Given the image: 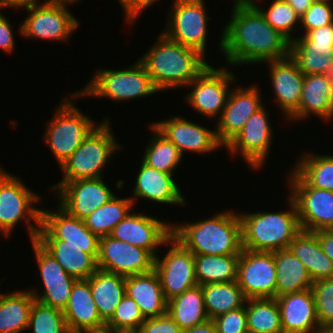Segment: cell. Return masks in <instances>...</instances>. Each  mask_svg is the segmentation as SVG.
I'll use <instances>...</instances> for the list:
<instances>
[{"mask_svg": "<svg viewBox=\"0 0 333 333\" xmlns=\"http://www.w3.org/2000/svg\"><path fill=\"white\" fill-rule=\"evenodd\" d=\"M133 198L113 196L107 203L98 207L85 219V225L98 238L109 236L113 228L132 211Z\"/></svg>", "mask_w": 333, "mask_h": 333, "instance_id": "cell-38", "label": "cell"}, {"mask_svg": "<svg viewBox=\"0 0 333 333\" xmlns=\"http://www.w3.org/2000/svg\"><path fill=\"white\" fill-rule=\"evenodd\" d=\"M155 256L148 250L111 236L99 238L98 269L124 277L154 270Z\"/></svg>", "mask_w": 333, "mask_h": 333, "instance_id": "cell-15", "label": "cell"}, {"mask_svg": "<svg viewBox=\"0 0 333 333\" xmlns=\"http://www.w3.org/2000/svg\"><path fill=\"white\" fill-rule=\"evenodd\" d=\"M302 17L307 9L313 4L314 0H285Z\"/></svg>", "mask_w": 333, "mask_h": 333, "instance_id": "cell-53", "label": "cell"}, {"mask_svg": "<svg viewBox=\"0 0 333 333\" xmlns=\"http://www.w3.org/2000/svg\"><path fill=\"white\" fill-rule=\"evenodd\" d=\"M305 33L309 30L333 24V7L329 2L314 1L300 17Z\"/></svg>", "mask_w": 333, "mask_h": 333, "instance_id": "cell-46", "label": "cell"}, {"mask_svg": "<svg viewBox=\"0 0 333 333\" xmlns=\"http://www.w3.org/2000/svg\"><path fill=\"white\" fill-rule=\"evenodd\" d=\"M172 235V224L160 221L152 216L129 213L112 230L109 236L134 246L155 253L162 245L169 244Z\"/></svg>", "mask_w": 333, "mask_h": 333, "instance_id": "cell-21", "label": "cell"}, {"mask_svg": "<svg viewBox=\"0 0 333 333\" xmlns=\"http://www.w3.org/2000/svg\"><path fill=\"white\" fill-rule=\"evenodd\" d=\"M232 10L218 46L229 65L263 63L289 56L290 41L252 3H234Z\"/></svg>", "mask_w": 333, "mask_h": 333, "instance_id": "cell-1", "label": "cell"}, {"mask_svg": "<svg viewBox=\"0 0 333 333\" xmlns=\"http://www.w3.org/2000/svg\"><path fill=\"white\" fill-rule=\"evenodd\" d=\"M56 210L41 209L37 238L63 240V245L79 247L97 260L99 238L85 225L84 220L71 216L59 205Z\"/></svg>", "mask_w": 333, "mask_h": 333, "instance_id": "cell-16", "label": "cell"}, {"mask_svg": "<svg viewBox=\"0 0 333 333\" xmlns=\"http://www.w3.org/2000/svg\"><path fill=\"white\" fill-rule=\"evenodd\" d=\"M166 120L152 125L173 143L183 156L185 151L206 154L223 146L217 138L216 130L199 126L181 116Z\"/></svg>", "mask_w": 333, "mask_h": 333, "instance_id": "cell-23", "label": "cell"}, {"mask_svg": "<svg viewBox=\"0 0 333 333\" xmlns=\"http://www.w3.org/2000/svg\"><path fill=\"white\" fill-rule=\"evenodd\" d=\"M14 36L11 22L0 12V49L5 52L14 50Z\"/></svg>", "mask_w": 333, "mask_h": 333, "instance_id": "cell-50", "label": "cell"}, {"mask_svg": "<svg viewBox=\"0 0 333 333\" xmlns=\"http://www.w3.org/2000/svg\"><path fill=\"white\" fill-rule=\"evenodd\" d=\"M125 278L116 273L97 269L87 280L99 315L106 323L125 296Z\"/></svg>", "mask_w": 333, "mask_h": 333, "instance_id": "cell-32", "label": "cell"}, {"mask_svg": "<svg viewBox=\"0 0 333 333\" xmlns=\"http://www.w3.org/2000/svg\"><path fill=\"white\" fill-rule=\"evenodd\" d=\"M173 1L170 19L162 33L183 46L196 49L204 56L208 31V15L204 0Z\"/></svg>", "mask_w": 333, "mask_h": 333, "instance_id": "cell-11", "label": "cell"}, {"mask_svg": "<svg viewBox=\"0 0 333 333\" xmlns=\"http://www.w3.org/2000/svg\"><path fill=\"white\" fill-rule=\"evenodd\" d=\"M77 0H46L42 4L38 1L26 8L30 14L20 25V32L24 37L43 40H63L77 30L79 20L69 12L66 5Z\"/></svg>", "mask_w": 333, "mask_h": 333, "instance_id": "cell-9", "label": "cell"}, {"mask_svg": "<svg viewBox=\"0 0 333 333\" xmlns=\"http://www.w3.org/2000/svg\"><path fill=\"white\" fill-rule=\"evenodd\" d=\"M167 313L182 330L208 321L201 285H196L168 300Z\"/></svg>", "mask_w": 333, "mask_h": 333, "instance_id": "cell-34", "label": "cell"}, {"mask_svg": "<svg viewBox=\"0 0 333 333\" xmlns=\"http://www.w3.org/2000/svg\"><path fill=\"white\" fill-rule=\"evenodd\" d=\"M245 333H256V332L251 331V330H247Z\"/></svg>", "mask_w": 333, "mask_h": 333, "instance_id": "cell-60", "label": "cell"}, {"mask_svg": "<svg viewBox=\"0 0 333 333\" xmlns=\"http://www.w3.org/2000/svg\"><path fill=\"white\" fill-rule=\"evenodd\" d=\"M321 327H333V278L313 282L311 287Z\"/></svg>", "mask_w": 333, "mask_h": 333, "instance_id": "cell-45", "label": "cell"}, {"mask_svg": "<svg viewBox=\"0 0 333 333\" xmlns=\"http://www.w3.org/2000/svg\"><path fill=\"white\" fill-rule=\"evenodd\" d=\"M212 321L217 333H245L248 330L246 306L217 316Z\"/></svg>", "mask_w": 333, "mask_h": 333, "instance_id": "cell-47", "label": "cell"}, {"mask_svg": "<svg viewBox=\"0 0 333 333\" xmlns=\"http://www.w3.org/2000/svg\"><path fill=\"white\" fill-rule=\"evenodd\" d=\"M323 75L328 79V94L329 99L333 102V62L330 63V67L326 70Z\"/></svg>", "mask_w": 333, "mask_h": 333, "instance_id": "cell-55", "label": "cell"}, {"mask_svg": "<svg viewBox=\"0 0 333 333\" xmlns=\"http://www.w3.org/2000/svg\"><path fill=\"white\" fill-rule=\"evenodd\" d=\"M153 138L149 142L142 161L158 171L174 174L179 166L183 155L179 149L162 135L153 125H150Z\"/></svg>", "mask_w": 333, "mask_h": 333, "instance_id": "cell-40", "label": "cell"}, {"mask_svg": "<svg viewBox=\"0 0 333 333\" xmlns=\"http://www.w3.org/2000/svg\"><path fill=\"white\" fill-rule=\"evenodd\" d=\"M314 1L329 2L332 4L331 0H314Z\"/></svg>", "mask_w": 333, "mask_h": 333, "instance_id": "cell-59", "label": "cell"}, {"mask_svg": "<svg viewBox=\"0 0 333 333\" xmlns=\"http://www.w3.org/2000/svg\"><path fill=\"white\" fill-rule=\"evenodd\" d=\"M319 240L323 252L333 262V229H323L314 232Z\"/></svg>", "mask_w": 333, "mask_h": 333, "instance_id": "cell-51", "label": "cell"}, {"mask_svg": "<svg viewBox=\"0 0 333 333\" xmlns=\"http://www.w3.org/2000/svg\"><path fill=\"white\" fill-rule=\"evenodd\" d=\"M263 15L265 20L282 35H284L290 42L294 40L293 31L296 29L295 25L300 22V16L285 0H274L270 7L265 10L259 7L258 2L252 3Z\"/></svg>", "mask_w": 333, "mask_h": 333, "instance_id": "cell-43", "label": "cell"}, {"mask_svg": "<svg viewBox=\"0 0 333 333\" xmlns=\"http://www.w3.org/2000/svg\"><path fill=\"white\" fill-rule=\"evenodd\" d=\"M205 309L210 320L229 311L243 307L247 298L237 281L201 285Z\"/></svg>", "mask_w": 333, "mask_h": 333, "instance_id": "cell-36", "label": "cell"}, {"mask_svg": "<svg viewBox=\"0 0 333 333\" xmlns=\"http://www.w3.org/2000/svg\"><path fill=\"white\" fill-rule=\"evenodd\" d=\"M27 329L33 333H70L63 311L34 300Z\"/></svg>", "mask_w": 333, "mask_h": 333, "instance_id": "cell-42", "label": "cell"}, {"mask_svg": "<svg viewBox=\"0 0 333 333\" xmlns=\"http://www.w3.org/2000/svg\"><path fill=\"white\" fill-rule=\"evenodd\" d=\"M107 118L98 124L83 140L73 154L59 167L64 175L58 184L102 177L103 168L114 151H119Z\"/></svg>", "mask_w": 333, "mask_h": 333, "instance_id": "cell-5", "label": "cell"}, {"mask_svg": "<svg viewBox=\"0 0 333 333\" xmlns=\"http://www.w3.org/2000/svg\"><path fill=\"white\" fill-rule=\"evenodd\" d=\"M56 259L62 268L75 279H88L97 269V260L74 245H63L56 238H36Z\"/></svg>", "mask_w": 333, "mask_h": 333, "instance_id": "cell-33", "label": "cell"}, {"mask_svg": "<svg viewBox=\"0 0 333 333\" xmlns=\"http://www.w3.org/2000/svg\"><path fill=\"white\" fill-rule=\"evenodd\" d=\"M259 93L256 85L245 89L238 86L237 89L230 90L226 106L215 127L217 138L223 147L242 130L250 116L264 106Z\"/></svg>", "mask_w": 333, "mask_h": 333, "instance_id": "cell-22", "label": "cell"}, {"mask_svg": "<svg viewBox=\"0 0 333 333\" xmlns=\"http://www.w3.org/2000/svg\"><path fill=\"white\" fill-rule=\"evenodd\" d=\"M283 333H313L321 328L312 289L276 297Z\"/></svg>", "mask_w": 333, "mask_h": 333, "instance_id": "cell-25", "label": "cell"}, {"mask_svg": "<svg viewBox=\"0 0 333 333\" xmlns=\"http://www.w3.org/2000/svg\"><path fill=\"white\" fill-rule=\"evenodd\" d=\"M144 321L138 304L125 294L112 317L106 322L105 329L115 333L136 332Z\"/></svg>", "mask_w": 333, "mask_h": 333, "instance_id": "cell-44", "label": "cell"}, {"mask_svg": "<svg viewBox=\"0 0 333 333\" xmlns=\"http://www.w3.org/2000/svg\"><path fill=\"white\" fill-rule=\"evenodd\" d=\"M83 333H115V332L108 330V329H103V330H99V331H87V332H83Z\"/></svg>", "mask_w": 333, "mask_h": 333, "instance_id": "cell-58", "label": "cell"}, {"mask_svg": "<svg viewBox=\"0 0 333 333\" xmlns=\"http://www.w3.org/2000/svg\"><path fill=\"white\" fill-rule=\"evenodd\" d=\"M313 333H333V327H321Z\"/></svg>", "mask_w": 333, "mask_h": 333, "instance_id": "cell-56", "label": "cell"}, {"mask_svg": "<svg viewBox=\"0 0 333 333\" xmlns=\"http://www.w3.org/2000/svg\"><path fill=\"white\" fill-rule=\"evenodd\" d=\"M38 0H0V10L1 8H7V7H17V8H22V7H29L31 4L36 2Z\"/></svg>", "mask_w": 333, "mask_h": 333, "instance_id": "cell-54", "label": "cell"}, {"mask_svg": "<svg viewBox=\"0 0 333 333\" xmlns=\"http://www.w3.org/2000/svg\"><path fill=\"white\" fill-rule=\"evenodd\" d=\"M257 2L258 0H234L236 4H250L253 2Z\"/></svg>", "mask_w": 333, "mask_h": 333, "instance_id": "cell-57", "label": "cell"}, {"mask_svg": "<svg viewBox=\"0 0 333 333\" xmlns=\"http://www.w3.org/2000/svg\"><path fill=\"white\" fill-rule=\"evenodd\" d=\"M235 77L226 67L216 69L211 65L207 67L187 86L191 92L187 94L188 104L199 114L208 118L220 117L230 94V83ZM229 90V91H228ZM229 92V93H228Z\"/></svg>", "mask_w": 333, "mask_h": 333, "instance_id": "cell-13", "label": "cell"}, {"mask_svg": "<svg viewBox=\"0 0 333 333\" xmlns=\"http://www.w3.org/2000/svg\"><path fill=\"white\" fill-rule=\"evenodd\" d=\"M34 300L30 290L0 293V333L26 330Z\"/></svg>", "mask_w": 333, "mask_h": 333, "instance_id": "cell-35", "label": "cell"}, {"mask_svg": "<svg viewBox=\"0 0 333 333\" xmlns=\"http://www.w3.org/2000/svg\"><path fill=\"white\" fill-rule=\"evenodd\" d=\"M179 325L168 313L162 316L146 318L136 333H182Z\"/></svg>", "mask_w": 333, "mask_h": 333, "instance_id": "cell-48", "label": "cell"}, {"mask_svg": "<svg viewBox=\"0 0 333 333\" xmlns=\"http://www.w3.org/2000/svg\"><path fill=\"white\" fill-rule=\"evenodd\" d=\"M63 314L70 333L99 331L106 326L98 313L87 279H78L74 282Z\"/></svg>", "mask_w": 333, "mask_h": 333, "instance_id": "cell-26", "label": "cell"}, {"mask_svg": "<svg viewBox=\"0 0 333 333\" xmlns=\"http://www.w3.org/2000/svg\"><path fill=\"white\" fill-rule=\"evenodd\" d=\"M265 106L255 112L245 123L242 130L225 147L230 154H240L253 169H260L270 152L272 127ZM237 152V153H236Z\"/></svg>", "mask_w": 333, "mask_h": 333, "instance_id": "cell-19", "label": "cell"}, {"mask_svg": "<svg viewBox=\"0 0 333 333\" xmlns=\"http://www.w3.org/2000/svg\"><path fill=\"white\" fill-rule=\"evenodd\" d=\"M276 297L311 289L313 281L304 264L290 248L274 251Z\"/></svg>", "mask_w": 333, "mask_h": 333, "instance_id": "cell-31", "label": "cell"}, {"mask_svg": "<svg viewBox=\"0 0 333 333\" xmlns=\"http://www.w3.org/2000/svg\"><path fill=\"white\" fill-rule=\"evenodd\" d=\"M169 244L164 258L156 256L154 265L167 301L198 285L194 254L172 235Z\"/></svg>", "mask_w": 333, "mask_h": 333, "instance_id": "cell-12", "label": "cell"}, {"mask_svg": "<svg viewBox=\"0 0 333 333\" xmlns=\"http://www.w3.org/2000/svg\"><path fill=\"white\" fill-rule=\"evenodd\" d=\"M297 162L292 169L311 187L333 191V156L308 152Z\"/></svg>", "mask_w": 333, "mask_h": 333, "instance_id": "cell-41", "label": "cell"}, {"mask_svg": "<svg viewBox=\"0 0 333 333\" xmlns=\"http://www.w3.org/2000/svg\"><path fill=\"white\" fill-rule=\"evenodd\" d=\"M289 175L301 230L333 229V191L311 187L294 169Z\"/></svg>", "mask_w": 333, "mask_h": 333, "instance_id": "cell-10", "label": "cell"}, {"mask_svg": "<svg viewBox=\"0 0 333 333\" xmlns=\"http://www.w3.org/2000/svg\"><path fill=\"white\" fill-rule=\"evenodd\" d=\"M182 333H217V330L213 321L209 319L203 324L183 330Z\"/></svg>", "mask_w": 333, "mask_h": 333, "instance_id": "cell-52", "label": "cell"}, {"mask_svg": "<svg viewBox=\"0 0 333 333\" xmlns=\"http://www.w3.org/2000/svg\"><path fill=\"white\" fill-rule=\"evenodd\" d=\"M125 293L135 300L145 319L167 313V300L155 270L126 277Z\"/></svg>", "mask_w": 333, "mask_h": 333, "instance_id": "cell-28", "label": "cell"}, {"mask_svg": "<svg viewBox=\"0 0 333 333\" xmlns=\"http://www.w3.org/2000/svg\"><path fill=\"white\" fill-rule=\"evenodd\" d=\"M289 55L304 75L323 74L333 62V24L294 38Z\"/></svg>", "mask_w": 333, "mask_h": 333, "instance_id": "cell-17", "label": "cell"}, {"mask_svg": "<svg viewBox=\"0 0 333 333\" xmlns=\"http://www.w3.org/2000/svg\"><path fill=\"white\" fill-rule=\"evenodd\" d=\"M60 194L59 206L71 216L84 220L88 215L107 203L114 195L102 177L81 179L51 187Z\"/></svg>", "mask_w": 333, "mask_h": 333, "instance_id": "cell-20", "label": "cell"}, {"mask_svg": "<svg viewBox=\"0 0 333 333\" xmlns=\"http://www.w3.org/2000/svg\"><path fill=\"white\" fill-rule=\"evenodd\" d=\"M174 174L158 171L143 161L136 176L133 195L156 203L183 205L185 199L173 178Z\"/></svg>", "mask_w": 333, "mask_h": 333, "instance_id": "cell-27", "label": "cell"}, {"mask_svg": "<svg viewBox=\"0 0 333 333\" xmlns=\"http://www.w3.org/2000/svg\"><path fill=\"white\" fill-rule=\"evenodd\" d=\"M31 242L44 291L41 294L34 288H29V290L35 300L63 311L68 304L72 286L77 279L70 276L37 240Z\"/></svg>", "mask_w": 333, "mask_h": 333, "instance_id": "cell-18", "label": "cell"}, {"mask_svg": "<svg viewBox=\"0 0 333 333\" xmlns=\"http://www.w3.org/2000/svg\"><path fill=\"white\" fill-rule=\"evenodd\" d=\"M289 248L304 264L313 282L333 278V262L323 252L314 232L301 230Z\"/></svg>", "mask_w": 333, "mask_h": 333, "instance_id": "cell-30", "label": "cell"}, {"mask_svg": "<svg viewBox=\"0 0 333 333\" xmlns=\"http://www.w3.org/2000/svg\"><path fill=\"white\" fill-rule=\"evenodd\" d=\"M198 285L237 281L239 255H194Z\"/></svg>", "mask_w": 333, "mask_h": 333, "instance_id": "cell-37", "label": "cell"}, {"mask_svg": "<svg viewBox=\"0 0 333 333\" xmlns=\"http://www.w3.org/2000/svg\"><path fill=\"white\" fill-rule=\"evenodd\" d=\"M138 60L159 91L187 87L209 65L199 51L177 43L163 33Z\"/></svg>", "mask_w": 333, "mask_h": 333, "instance_id": "cell-2", "label": "cell"}, {"mask_svg": "<svg viewBox=\"0 0 333 333\" xmlns=\"http://www.w3.org/2000/svg\"><path fill=\"white\" fill-rule=\"evenodd\" d=\"M72 100H65L57 107L54 117L46 125V144L49 145L59 166L79 147L96 123L77 109Z\"/></svg>", "mask_w": 333, "mask_h": 333, "instance_id": "cell-8", "label": "cell"}, {"mask_svg": "<svg viewBox=\"0 0 333 333\" xmlns=\"http://www.w3.org/2000/svg\"><path fill=\"white\" fill-rule=\"evenodd\" d=\"M172 236L194 255H240L239 213L224 211L204 221L172 225Z\"/></svg>", "mask_w": 333, "mask_h": 333, "instance_id": "cell-3", "label": "cell"}, {"mask_svg": "<svg viewBox=\"0 0 333 333\" xmlns=\"http://www.w3.org/2000/svg\"><path fill=\"white\" fill-rule=\"evenodd\" d=\"M269 63L271 84L275 93L277 105L281 108L286 119L298 111L299 101L303 89L304 74L296 62L289 55L283 59L266 61Z\"/></svg>", "mask_w": 333, "mask_h": 333, "instance_id": "cell-24", "label": "cell"}, {"mask_svg": "<svg viewBox=\"0 0 333 333\" xmlns=\"http://www.w3.org/2000/svg\"><path fill=\"white\" fill-rule=\"evenodd\" d=\"M157 92L159 90L144 65L137 60L133 66L124 70L98 69L86 88L76 91L72 97H106L119 102L150 96Z\"/></svg>", "mask_w": 333, "mask_h": 333, "instance_id": "cell-6", "label": "cell"}, {"mask_svg": "<svg viewBox=\"0 0 333 333\" xmlns=\"http://www.w3.org/2000/svg\"><path fill=\"white\" fill-rule=\"evenodd\" d=\"M274 252L241 250L237 283L248 298H276Z\"/></svg>", "mask_w": 333, "mask_h": 333, "instance_id": "cell-14", "label": "cell"}, {"mask_svg": "<svg viewBox=\"0 0 333 333\" xmlns=\"http://www.w3.org/2000/svg\"><path fill=\"white\" fill-rule=\"evenodd\" d=\"M288 201L289 211L239 213L243 249L274 252L289 248L301 227L296 205L291 197Z\"/></svg>", "mask_w": 333, "mask_h": 333, "instance_id": "cell-4", "label": "cell"}, {"mask_svg": "<svg viewBox=\"0 0 333 333\" xmlns=\"http://www.w3.org/2000/svg\"><path fill=\"white\" fill-rule=\"evenodd\" d=\"M158 0H119L121 6L123 7L125 19L127 22L132 23L136 18L144 12V9H148L152 4Z\"/></svg>", "mask_w": 333, "mask_h": 333, "instance_id": "cell-49", "label": "cell"}, {"mask_svg": "<svg viewBox=\"0 0 333 333\" xmlns=\"http://www.w3.org/2000/svg\"><path fill=\"white\" fill-rule=\"evenodd\" d=\"M328 83L323 74L304 75L298 111L290 121L303 120L307 116L309 118L310 114L318 116L323 121L328 119L330 121L333 117V102L329 99Z\"/></svg>", "mask_w": 333, "mask_h": 333, "instance_id": "cell-29", "label": "cell"}, {"mask_svg": "<svg viewBox=\"0 0 333 333\" xmlns=\"http://www.w3.org/2000/svg\"><path fill=\"white\" fill-rule=\"evenodd\" d=\"M245 306L248 330L256 333H283L276 298H248Z\"/></svg>", "mask_w": 333, "mask_h": 333, "instance_id": "cell-39", "label": "cell"}, {"mask_svg": "<svg viewBox=\"0 0 333 333\" xmlns=\"http://www.w3.org/2000/svg\"><path fill=\"white\" fill-rule=\"evenodd\" d=\"M41 197L33 193L16 177L0 168V232L10 236L16 224L26 220L31 241L36 240L40 229L41 209L34 208ZM35 221L33 225L30 221Z\"/></svg>", "mask_w": 333, "mask_h": 333, "instance_id": "cell-7", "label": "cell"}]
</instances>
